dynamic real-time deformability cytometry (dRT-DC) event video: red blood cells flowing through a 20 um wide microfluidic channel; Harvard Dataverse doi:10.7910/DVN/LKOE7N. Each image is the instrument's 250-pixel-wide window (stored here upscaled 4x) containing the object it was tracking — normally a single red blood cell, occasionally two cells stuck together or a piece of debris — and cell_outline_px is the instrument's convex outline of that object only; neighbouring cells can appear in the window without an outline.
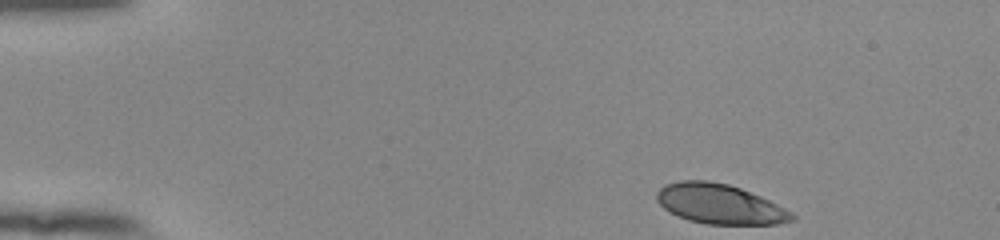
{"species": "human", "species_latin": "Homo sapiens", "temperature_condition": "room temperature", "stored_images_in_passage": 47, "camera_frame_rate_fps": 3000, "um_per_image_px": 0.085, "donor": {"sex": "female"}, "frame": {"image": 1, "passage_image": 1, "time_ms": 0.0, "image_size_px": [1000, 240], "cell_outline_px": [[796, 220], [776, 224], [708, 224], [688, 220], [664, 208], [656, 200], [656, 192], [664, 184], [680, 180], [708, 180], [728, 184], [740, 188], [760, 196], [792, 212], [796, 216]], "centroid_in_image_um": [61.17, 17.33], "position_along_channel_um": 23.8, "area_um2": 31.27}}
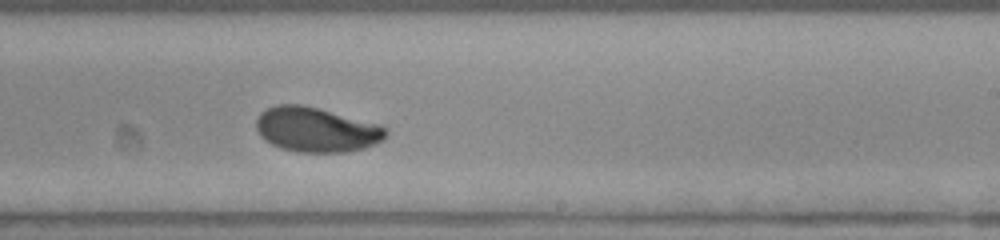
{"frame": {"image": 2, "passage_image": 27, "time_ms": 8.667, "image_size_px": [1000, 240], "cell_outline_px": [[388, 136], [384, 140], [364, 148], [344, 152], [300, 152], [280, 148], [264, 140], [260, 136], [256, 128], [256, 120], [260, 112], [276, 104], [300, 104], [380, 124], [388, 128]], "centroid_in_image_um": [26.89, 11.02], "position_along_channel_um": 262.1, "area_um2": 33.87}}
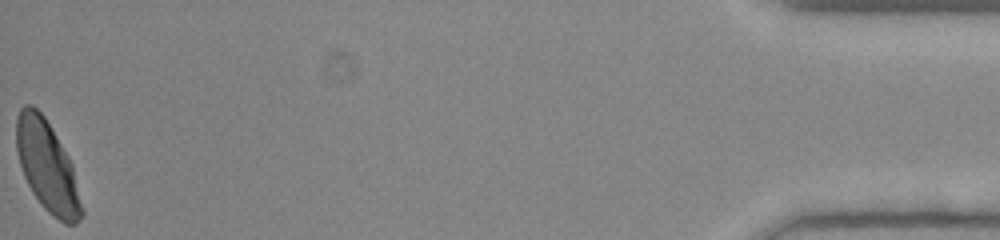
{"frame": {"image": 3, "passage_image": 47, "time_ms": 15.333, "image_size_px": [1000, 240], "cell_outline_px": [[84, 212], [80, 220], [76, 224], [64, 224], [52, 216], [40, 204], [32, 192], [24, 176], [20, 164], [16, 148], [16, 116], [20, 108], [24, 104], [32, 104], [44, 116], [68, 156], [72, 164], [84, 208]], "centroid_in_image_um": [4.02, 14.17], "position_along_channel_um": 431.2, "area_um2": 34.68}, "authors_computed_cell_mechanics": {"area_um2": 33.5818, "velocity_mm_per_s": 3.8927, "shape_relaxation_time_tau1_ms": 2.5374, "shape_relaxation_time_tau2_ms": null, "deformation_change_tau1": 0.1307, "deformation_change_tau2": null}}